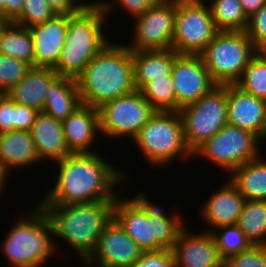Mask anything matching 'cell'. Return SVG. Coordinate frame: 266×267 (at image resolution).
<instances>
[{
	"mask_svg": "<svg viewBox=\"0 0 266 267\" xmlns=\"http://www.w3.org/2000/svg\"><path fill=\"white\" fill-rule=\"evenodd\" d=\"M106 159L100 152H83L70 153L52 163L51 168L56 173L53 186L42 193L44 195L40 193V198L34 202L68 205L115 200L123 193H117L118 186L122 187L131 177L127 170Z\"/></svg>",
	"mask_w": 266,
	"mask_h": 267,
	"instance_id": "cell-1",
	"label": "cell"
},
{
	"mask_svg": "<svg viewBox=\"0 0 266 267\" xmlns=\"http://www.w3.org/2000/svg\"><path fill=\"white\" fill-rule=\"evenodd\" d=\"M145 192L139 190L129 198L120 194L114 201L113 219L143 252L171 250L188 221L182 210L170 209L167 214Z\"/></svg>",
	"mask_w": 266,
	"mask_h": 267,
	"instance_id": "cell-2",
	"label": "cell"
},
{
	"mask_svg": "<svg viewBox=\"0 0 266 267\" xmlns=\"http://www.w3.org/2000/svg\"><path fill=\"white\" fill-rule=\"evenodd\" d=\"M125 42L112 39L76 78L83 105L99 108L109 100L136 90L132 53Z\"/></svg>",
	"mask_w": 266,
	"mask_h": 267,
	"instance_id": "cell-3",
	"label": "cell"
},
{
	"mask_svg": "<svg viewBox=\"0 0 266 267\" xmlns=\"http://www.w3.org/2000/svg\"><path fill=\"white\" fill-rule=\"evenodd\" d=\"M114 201L68 205L39 204L50 218L58 257L62 252L58 243L63 241L66 243H63L64 246H71L69 249L79 256L77 258L88 259L94 252L101 233L113 219Z\"/></svg>",
	"mask_w": 266,
	"mask_h": 267,
	"instance_id": "cell-4",
	"label": "cell"
},
{
	"mask_svg": "<svg viewBox=\"0 0 266 267\" xmlns=\"http://www.w3.org/2000/svg\"><path fill=\"white\" fill-rule=\"evenodd\" d=\"M30 207L15 219L0 245L12 267H42L57 256L49 216L38 203Z\"/></svg>",
	"mask_w": 266,
	"mask_h": 267,
	"instance_id": "cell-5",
	"label": "cell"
},
{
	"mask_svg": "<svg viewBox=\"0 0 266 267\" xmlns=\"http://www.w3.org/2000/svg\"><path fill=\"white\" fill-rule=\"evenodd\" d=\"M106 21L105 12L97 4L85 5L77 14L68 16L65 42L57 65L53 68L59 76L76 79L111 41L106 32L109 31L108 25L105 26Z\"/></svg>",
	"mask_w": 266,
	"mask_h": 267,
	"instance_id": "cell-6",
	"label": "cell"
},
{
	"mask_svg": "<svg viewBox=\"0 0 266 267\" xmlns=\"http://www.w3.org/2000/svg\"><path fill=\"white\" fill-rule=\"evenodd\" d=\"M132 143L139 149V154L146 160L147 165L150 164L156 169H162L176 160H194L185 143L183 121L179 111H156Z\"/></svg>",
	"mask_w": 266,
	"mask_h": 267,
	"instance_id": "cell-7",
	"label": "cell"
},
{
	"mask_svg": "<svg viewBox=\"0 0 266 267\" xmlns=\"http://www.w3.org/2000/svg\"><path fill=\"white\" fill-rule=\"evenodd\" d=\"M245 31H219L199 54L217 85L235 84L257 54Z\"/></svg>",
	"mask_w": 266,
	"mask_h": 267,
	"instance_id": "cell-8",
	"label": "cell"
},
{
	"mask_svg": "<svg viewBox=\"0 0 266 267\" xmlns=\"http://www.w3.org/2000/svg\"><path fill=\"white\" fill-rule=\"evenodd\" d=\"M264 143L252 132L226 124L194 153L193 158L206 159L226 175L238 166L258 158Z\"/></svg>",
	"mask_w": 266,
	"mask_h": 267,
	"instance_id": "cell-9",
	"label": "cell"
},
{
	"mask_svg": "<svg viewBox=\"0 0 266 267\" xmlns=\"http://www.w3.org/2000/svg\"><path fill=\"white\" fill-rule=\"evenodd\" d=\"M184 139L192 154L228 124L227 85H217L198 101L181 107Z\"/></svg>",
	"mask_w": 266,
	"mask_h": 267,
	"instance_id": "cell-10",
	"label": "cell"
},
{
	"mask_svg": "<svg viewBox=\"0 0 266 267\" xmlns=\"http://www.w3.org/2000/svg\"><path fill=\"white\" fill-rule=\"evenodd\" d=\"M101 136L108 141H131L155 114L140 90L103 103L99 108ZM121 138V139H120Z\"/></svg>",
	"mask_w": 266,
	"mask_h": 267,
	"instance_id": "cell-11",
	"label": "cell"
},
{
	"mask_svg": "<svg viewBox=\"0 0 266 267\" xmlns=\"http://www.w3.org/2000/svg\"><path fill=\"white\" fill-rule=\"evenodd\" d=\"M219 32L204 0H175V32L171 49L199 55Z\"/></svg>",
	"mask_w": 266,
	"mask_h": 267,
	"instance_id": "cell-12",
	"label": "cell"
},
{
	"mask_svg": "<svg viewBox=\"0 0 266 267\" xmlns=\"http://www.w3.org/2000/svg\"><path fill=\"white\" fill-rule=\"evenodd\" d=\"M130 50L171 49L175 32V0H160L132 19ZM133 39V40H132Z\"/></svg>",
	"mask_w": 266,
	"mask_h": 267,
	"instance_id": "cell-13",
	"label": "cell"
},
{
	"mask_svg": "<svg viewBox=\"0 0 266 267\" xmlns=\"http://www.w3.org/2000/svg\"><path fill=\"white\" fill-rule=\"evenodd\" d=\"M171 77L176 93V111L198 101L217 86L200 55L179 54L175 58Z\"/></svg>",
	"mask_w": 266,
	"mask_h": 267,
	"instance_id": "cell-14",
	"label": "cell"
},
{
	"mask_svg": "<svg viewBox=\"0 0 266 267\" xmlns=\"http://www.w3.org/2000/svg\"><path fill=\"white\" fill-rule=\"evenodd\" d=\"M142 252L137 243L112 219L88 259L104 267H132Z\"/></svg>",
	"mask_w": 266,
	"mask_h": 267,
	"instance_id": "cell-15",
	"label": "cell"
},
{
	"mask_svg": "<svg viewBox=\"0 0 266 267\" xmlns=\"http://www.w3.org/2000/svg\"><path fill=\"white\" fill-rule=\"evenodd\" d=\"M171 250L175 267H224L211 232L197 233L186 226Z\"/></svg>",
	"mask_w": 266,
	"mask_h": 267,
	"instance_id": "cell-16",
	"label": "cell"
},
{
	"mask_svg": "<svg viewBox=\"0 0 266 267\" xmlns=\"http://www.w3.org/2000/svg\"><path fill=\"white\" fill-rule=\"evenodd\" d=\"M228 124L248 130L266 143V100L227 85Z\"/></svg>",
	"mask_w": 266,
	"mask_h": 267,
	"instance_id": "cell-17",
	"label": "cell"
},
{
	"mask_svg": "<svg viewBox=\"0 0 266 267\" xmlns=\"http://www.w3.org/2000/svg\"><path fill=\"white\" fill-rule=\"evenodd\" d=\"M225 181L200 206L198 214L206 225L201 231L212 232L218 227L238 222L245 198L229 179Z\"/></svg>",
	"mask_w": 266,
	"mask_h": 267,
	"instance_id": "cell-18",
	"label": "cell"
},
{
	"mask_svg": "<svg viewBox=\"0 0 266 267\" xmlns=\"http://www.w3.org/2000/svg\"><path fill=\"white\" fill-rule=\"evenodd\" d=\"M68 30V15L29 27L34 48V67L54 68L60 58Z\"/></svg>",
	"mask_w": 266,
	"mask_h": 267,
	"instance_id": "cell-19",
	"label": "cell"
},
{
	"mask_svg": "<svg viewBox=\"0 0 266 267\" xmlns=\"http://www.w3.org/2000/svg\"><path fill=\"white\" fill-rule=\"evenodd\" d=\"M62 128L66 145L72 153L98 152L94 146L99 145L100 142H96L102 138L99 136L101 132L98 108L82 104L62 121Z\"/></svg>",
	"mask_w": 266,
	"mask_h": 267,
	"instance_id": "cell-20",
	"label": "cell"
},
{
	"mask_svg": "<svg viewBox=\"0 0 266 267\" xmlns=\"http://www.w3.org/2000/svg\"><path fill=\"white\" fill-rule=\"evenodd\" d=\"M39 163L43 164L38 157L30 131L12 130L0 134V164L10 176L13 173L10 171L15 172L16 169L18 172L21 168L20 171H29Z\"/></svg>",
	"mask_w": 266,
	"mask_h": 267,
	"instance_id": "cell-21",
	"label": "cell"
},
{
	"mask_svg": "<svg viewBox=\"0 0 266 267\" xmlns=\"http://www.w3.org/2000/svg\"><path fill=\"white\" fill-rule=\"evenodd\" d=\"M38 157L51 164L72 153L65 142L62 121L40 111L30 129ZM46 161V162H45Z\"/></svg>",
	"mask_w": 266,
	"mask_h": 267,
	"instance_id": "cell-22",
	"label": "cell"
},
{
	"mask_svg": "<svg viewBox=\"0 0 266 267\" xmlns=\"http://www.w3.org/2000/svg\"><path fill=\"white\" fill-rule=\"evenodd\" d=\"M133 80L136 90H141L155 79L170 76L175 58L173 49L131 50Z\"/></svg>",
	"mask_w": 266,
	"mask_h": 267,
	"instance_id": "cell-23",
	"label": "cell"
},
{
	"mask_svg": "<svg viewBox=\"0 0 266 267\" xmlns=\"http://www.w3.org/2000/svg\"><path fill=\"white\" fill-rule=\"evenodd\" d=\"M52 68L32 67L7 93L15 103L43 110L51 83L58 77Z\"/></svg>",
	"mask_w": 266,
	"mask_h": 267,
	"instance_id": "cell-24",
	"label": "cell"
},
{
	"mask_svg": "<svg viewBox=\"0 0 266 267\" xmlns=\"http://www.w3.org/2000/svg\"><path fill=\"white\" fill-rule=\"evenodd\" d=\"M82 105L76 79L58 76L50 85L43 112L63 121Z\"/></svg>",
	"mask_w": 266,
	"mask_h": 267,
	"instance_id": "cell-25",
	"label": "cell"
},
{
	"mask_svg": "<svg viewBox=\"0 0 266 267\" xmlns=\"http://www.w3.org/2000/svg\"><path fill=\"white\" fill-rule=\"evenodd\" d=\"M234 169L228 178L245 200L266 201V155Z\"/></svg>",
	"mask_w": 266,
	"mask_h": 267,
	"instance_id": "cell-26",
	"label": "cell"
},
{
	"mask_svg": "<svg viewBox=\"0 0 266 267\" xmlns=\"http://www.w3.org/2000/svg\"><path fill=\"white\" fill-rule=\"evenodd\" d=\"M0 54L23 60L34 67V48L29 28L3 22L0 25Z\"/></svg>",
	"mask_w": 266,
	"mask_h": 267,
	"instance_id": "cell-27",
	"label": "cell"
},
{
	"mask_svg": "<svg viewBox=\"0 0 266 267\" xmlns=\"http://www.w3.org/2000/svg\"><path fill=\"white\" fill-rule=\"evenodd\" d=\"M237 225L252 245L266 246V201L245 200Z\"/></svg>",
	"mask_w": 266,
	"mask_h": 267,
	"instance_id": "cell-28",
	"label": "cell"
},
{
	"mask_svg": "<svg viewBox=\"0 0 266 267\" xmlns=\"http://www.w3.org/2000/svg\"><path fill=\"white\" fill-rule=\"evenodd\" d=\"M219 31H245L248 17L239 0H204Z\"/></svg>",
	"mask_w": 266,
	"mask_h": 267,
	"instance_id": "cell-29",
	"label": "cell"
},
{
	"mask_svg": "<svg viewBox=\"0 0 266 267\" xmlns=\"http://www.w3.org/2000/svg\"><path fill=\"white\" fill-rule=\"evenodd\" d=\"M140 91L156 111H176V93L171 75L147 83Z\"/></svg>",
	"mask_w": 266,
	"mask_h": 267,
	"instance_id": "cell-30",
	"label": "cell"
},
{
	"mask_svg": "<svg viewBox=\"0 0 266 267\" xmlns=\"http://www.w3.org/2000/svg\"><path fill=\"white\" fill-rule=\"evenodd\" d=\"M244 92L266 100V60L257 52L235 83Z\"/></svg>",
	"mask_w": 266,
	"mask_h": 267,
	"instance_id": "cell-31",
	"label": "cell"
},
{
	"mask_svg": "<svg viewBox=\"0 0 266 267\" xmlns=\"http://www.w3.org/2000/svg\"><path fill=\"white\" fill-rule=\"evenodd\" d=\"M211 233L214 236L219 255L223 261L252 246L237 224L218 227Z\"/></svg>",
	"mask_w": 266,
	"mask_h": 267,
	"instance_id": "cell-32",
	"label": "cell"
},
{
	"mask_svg": "<svg viewBox=\"0 0 266 267\" xmlns=\"http://www.w3.org/2000/svg\"><path fill=\"white\" fill-rule=\"evenodd\" d=\"M55 16L47 0H24L20 14L12 22L29 28L49 21Z\"/></svg>",
	"mask_w": 266,
	"mask_h": 267,
	"instance_id": "cell-33",
	"label": "cell"
},
{
	"mask_svg": "<svg viewBox=\"0 0 266 267\" xmlns=\"http://www.w3.org/2000/svg\"><path fill=\"white\" fill-rule=\"evenodd\" d=\"M31 68L32 66L23 60L0 54V92L7 93Z\"/></svg>",
	"mask_w": 266,
	"mask_h": 267,
	"instance_id": "cell-34",
	"label": "cell"
},
{
	"mask_svg": "<svg viewBox=\"0 0 266 267\" xmlns=\"http://www.w3.org/2000/svg\"><path fill=\"white\" fill-rule=\"evenodd\" d=\"M158 1L160 0H99L97 5L105 12L108 18L110 17V19L113 18L111 17V14L113 16L120 8V12L125 10L126 12L123 13L131 16L129 19H133L153 7Z\"/></svg>",
	"mask_w": 266,
	"mask_h": 267,
	"instance_id": "cell-35",
	"label": "cell"
},
{
	"mask_svg": "<svg viewBox=\"0 0 266 267\" xmlns=\"http://www.w3.org/2000/svg\"><path fill=\"white\" fill-rule=\"evenodd\" d=\"M224 267H266V246L252 245L225 260Z\"/></svg>",
	"mask_w": 266,
	"mask_h": 267,
	"instance_id": "cell-36",
	"label": "cell"
},
{
	"mask_svg": "<svg viewBox=\"0 0 266 267\" xmlns=\"http://www.w3.org/2000/svg\"><path fill=\"white\" fill-rule=\"evenodd\" d=\"M245 32L258 50L266 44V3L248 18Z\"/></svg>",
	"mask_w": 266,
	"mask_h": 267,
	"instance_id": "cell-37",
	"label": "cell"
},
{
	"mask_svg": "<svg viewBox=\"0 0 266 267\" xmlns=\"http://www.w3.org/2000/svg\"><path fill=\"white\" fill-rule=\"evenodd\" d=\"M132 267H175V260L170 249L142 252Z\"/></svg>",
	"mask_w": 266,
	"mask_h": 267,
	"instance_id": "cell-38",
	"label": "cell"
},
{
	"mask_svg": "<svg viewBox=\"0 0 266 267\" xmlns=\"http://www.w3.org/2000/svg\"><path fill=\"white\" fill-rule=\"evenodd\" d=\"M39 111L14 102V130L30 131Z\"/></svg>",
	"mask_w": 266,
	"mask_h": 267,
	"instance_id": "cell-39",
	"label": "cell"
},
{
	"mask_svg": "<svg viewBox=\"0 0 266 267\" xmlns=\"http://www.w3.org/2000/svg\"><path fill=\"white\" fill-rule=\"evenodd\" d=\"M81 0H47L50 8L56 15L72 16L77 14L85 5H96L99 0H91V2Z\"/></svg>",
	"mask_w": 266,
	"mask_h": 267,
	"instance_id": "cell-40",
	"label": "cell"
},
{
	"mask_svg": "<svg viewBox=\"0 0 266 267\" xmlns=\"http://www.w3.org/2000/svg\"><path fill=\"white\" fill-rule=\"evenodd\" d=\"M14 130V101L5 93L0 95V134Z\"/></svg>",
	"mask_w": 266,
	"mask_h": 267,
	"instance_id": "cell-41",
	"label": "cell"
},
{
	"mask_svg": "<svg viewBox=\"0 0 266 267\" xmlns=\"http://www.w3.org/2000/svg\"><path fill=\"white\" fill-rule=\"evenodd\" d=\"M24 0H4V22H12L21 12Z\"/></svg>",
	"mask_w": 266,
	"mask_h": 267,
	"instance_id": "cell-42",
	"label": "cell"
},
{
	"mask_svg": "<svg viewBox=\"0 0 266 267\" xmlns=\"http://www.w3.org/2000/svg\"><path fill=\"white\" fill-rule=\"evenodd\" d=\"M239 2L248 18L266 3L265 0H239Z\"/></svg>",
	"mask_w": 266,
	"mask_h": 267,
	"instance_id": "cell-43",
	"label": "cell"
},
{
	"mask_svg": "<svg viewBox=\"0 0 266 267\" xmlns=\"http://www.w3.org/2000/svg\"><path fill=\"white\" fill-rule=\"evenodd\" d=\"M9 174L4 170L2 165L0 164V195H2V192L6 190V186L8 187V181H9Z\"/></svg>",
	"mask_w": 266,
	"mask_h": 267,
	"instance_id": "cell-44",
	"label": "cell"
},
{
	"mask_svg": "<svg viewBox=\"0 0 266 267\" xmlns=\"http://www.w3.org/2000/svg\"><path fill=\"white\" fill-rule=\"evenodd\" d=\"M77 260L79 261V267H80V265L82 267H92V266L93 267H102L100 265H97V264L91 262L89 259H79V258H77Z\"/></svg>",
	"mask_w": 266,
	"mask_h": 267,
	"instance_id": "cell-45",
	"label": "cell"
},
{
	"mask_svg": "<svg viewBox=\"0 0 266 267\" xmlns=\"http://www.w3.org/2000/svg\"><path fill=\"white\" fill-rule=\"evenodd\" d=\"M0 21L4 22V0H0Z\"/></svg>",
	"mask_w": 266,
	"mask_h": 267,
	"instance_id": "cell-46",
	"label": "cell"
},
{
	"mask_svg": "<svg viewBox=\"0 0 266 267\" xmlns=\"http://www.w3.org/2000/svg\"><path fill=\"white\" fill-rule=\"evenodd\" d=\"M258 52L264 57V59L266 60V44L263 45Z\"/></svg>",
	"mask_w": 266,
	"mask_h": 267,
	"instance_id": "cell-47",
	"label": "cell"
}]
</instances>
